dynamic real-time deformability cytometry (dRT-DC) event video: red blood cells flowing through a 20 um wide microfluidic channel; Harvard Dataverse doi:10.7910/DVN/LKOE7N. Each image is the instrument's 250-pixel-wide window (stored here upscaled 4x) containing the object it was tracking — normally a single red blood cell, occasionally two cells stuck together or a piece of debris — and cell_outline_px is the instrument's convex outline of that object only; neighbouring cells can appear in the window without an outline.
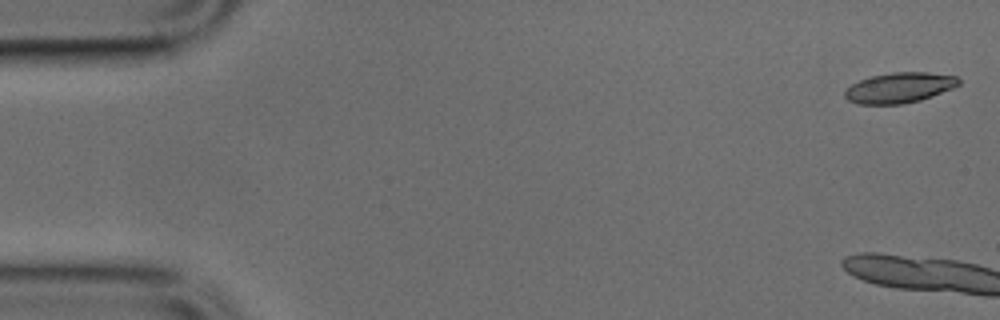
{"species": "common noctule bat (a hibernating species)", "species_latin": "Nyctalus noctula", "temperature_condition": "cold", "stored_images_in_passage": 4, "camera_frame_rate_fps": 3000, "um_per_image_px": 0.085, "animal": {"sex": "male", "body_mass_g": 17.9, "forearm_length_mm": 54.2}, "frame": {"image": 1, "passage_image": 1, "time_ms": 0.0, "image_size_px": [1000, 320], "cell_outline_px": [[960, 84], [952, 88], [920, 100], [904, 104], [856, 104], [848, 100], [844, 96], [844, 92], [852, 84], [860, 80], [872, 76], [892, 72], [928, 72], [956, 76], [960, 80]], "centroid_in_image_um": [76.44, 7.45], "position_along_channel_um": 8.6, "area_um2": 20.06}}